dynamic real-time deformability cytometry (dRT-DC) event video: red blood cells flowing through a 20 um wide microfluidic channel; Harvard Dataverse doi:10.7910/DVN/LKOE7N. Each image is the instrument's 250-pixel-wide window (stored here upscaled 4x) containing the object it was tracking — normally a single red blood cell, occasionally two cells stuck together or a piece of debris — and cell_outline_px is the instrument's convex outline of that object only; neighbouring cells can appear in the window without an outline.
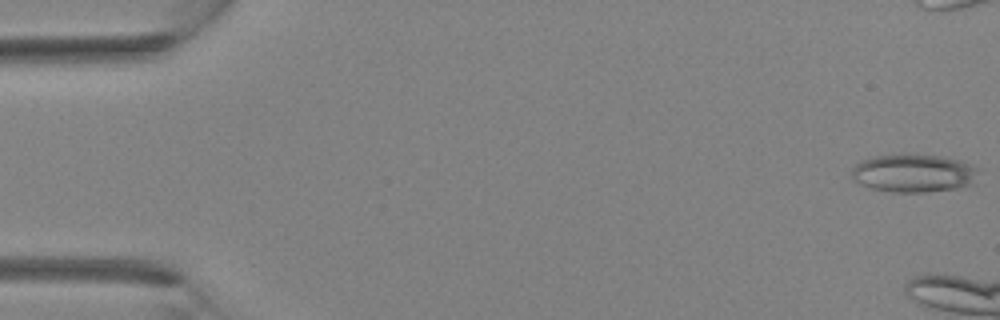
{"species": "Egyptian fruit bat (a non-hibernating species)", "species_latin": "Rousettus aegyptiacus", "temperature_condition": "room temperature", "stored_images_in_passage": 5, "camera_frame_rate_fps": 3000, "um_per_image_px": 0.085, "animal": {"sex": "female"}, "frame": {"image": 1, "passage_image": 1, "time_ms": 0.0, "image_size_px": [1000, 320], "cell_outline_px": [[980, 168], [972, 184], [956, 188], [924, 192], [892, 192], [872, 188], [860, 184], [852, 180], [852, 168], [860, 160], [876, 156], [940, 156], [960, 160]], "centroid_in_image_um": [77.65, 14.74], "position_along_channel_um": 7.3, "area_um2": 27.69}}